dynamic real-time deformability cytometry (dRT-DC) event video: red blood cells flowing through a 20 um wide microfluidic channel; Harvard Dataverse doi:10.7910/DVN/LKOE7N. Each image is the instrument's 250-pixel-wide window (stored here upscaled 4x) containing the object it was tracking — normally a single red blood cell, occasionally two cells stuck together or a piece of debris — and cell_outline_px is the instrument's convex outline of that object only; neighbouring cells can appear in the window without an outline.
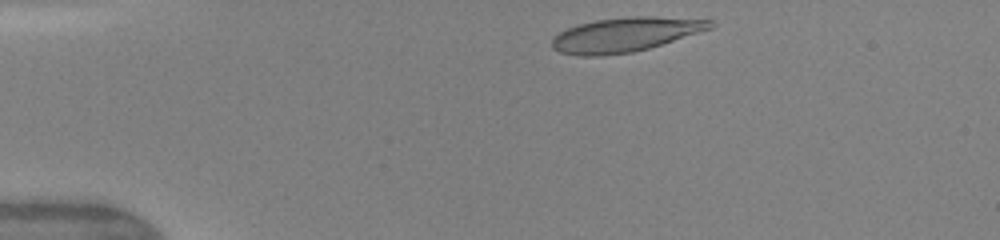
{"species": "human", "species_latin": "Homo sapiens", "temperature_condition": "warm", "stored_images_in_passage": 41, "camera_frame_rate_fps": 3000, "um_per_image_px": 0.085, "donor": {"sex": "female"}, "frame": {"image": 1, "passage_image": 2, "time_ms": 0.333, "image_size_px": [1000, 240], "cell_outline_px": [[716, 24], [712, 28], [648, 48], [632, 52], [600, 56], [576, 56], [560, 52], [552, 48], [552, 40], [560, 32], [568, 28], [580, 24], [596, 20], [632, 16], [656, 16], [712, 20]], "centroid_in_image_um": [53.15, 2.94], "position_along_channel_um": 31.8, "area_um2": 31.44}}
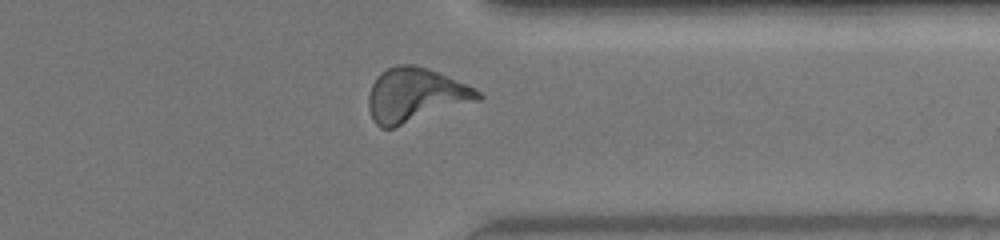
{"frame": {"image": 2, "passage_image": 31, "time_ms": 10.0, "image_size_px": [1000, 240], "cell_outline_px": [[484, 96], [480, 100], [392, 128], [380, 128], [372, 120], [368, 108], [368, 96], [372, 84], [380, 72], [396, 64], [416, 64], [428, 68], [464, 84], [480, 92]], "centroid_in_image_um": [35.26, 8.08], "position_along_channel_um": 376.1, "area_um2": 34.28}}
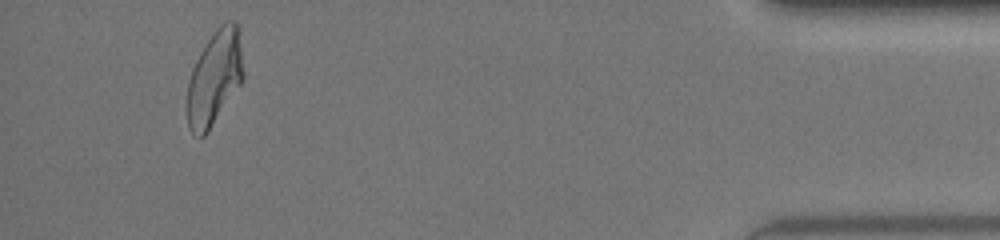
{"frame": {"image": 3, "passage_image": 38, "time_ms": 12.333, "image_size_px": [1000, 240], "cell_outline_px": [[244, 80], [208, 132], [204, 136], [200, 136], [192, 132], [188, 128], [188, 80], [192, 68], [200, 52], [216, 28], [224, 20], [236, 20], [240, 28], [244, 72]], "centroid_in_image_um": [18.29, 6.55], "position_along_channel_um": 416.9, "area_um2": 31.39}, "authors_computed_cell_mechanics": {"area_um2": 31.4432, "velocity_mm_per_s": 4.2044, "shape_relaxation_time_tau1_ms": null, "shape_relaxation_time_tau2_ms": 1.9018, "deformation_change_tau1": null, "deformation_change_tau2": 0.1054}}